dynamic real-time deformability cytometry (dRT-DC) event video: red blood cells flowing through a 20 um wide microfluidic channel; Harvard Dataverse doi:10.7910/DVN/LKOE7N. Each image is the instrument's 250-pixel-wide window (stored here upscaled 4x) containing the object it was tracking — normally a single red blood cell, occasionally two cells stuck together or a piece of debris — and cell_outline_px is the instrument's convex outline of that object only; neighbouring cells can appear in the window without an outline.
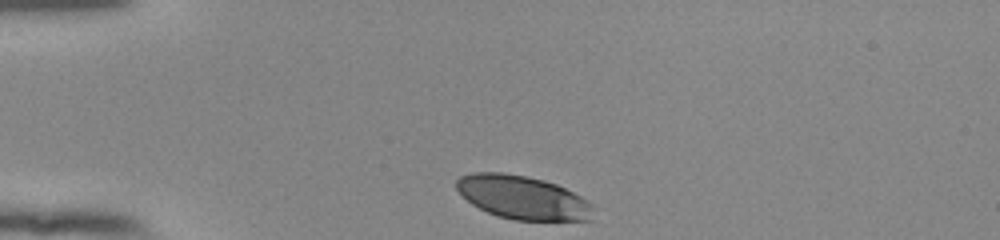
{"species": "human", "species_latin": "Homo sapiens", "temperature_condition": "room temperature", "stored_images_in_passage": 33, "camera_frame_rate_fps": 3000, "um_per_image_px": 0.085, "donor": {"sex": "female"}, "frame": {"image": 1, "passage_image": 1, "time_ms": 0.0, "image_size_px": [1000, 240], "cell_outline_px": [[592, 220], [516, 220], [496, 216], [472, 204], [456, 188], [456, 180], [460, 176], [472, 172], [504, 172], [528, 176], [544, 180], [556, 184], [588, 200], [592, 204]], "centroid_in_image_um": [44.42, 16.77], "position_along_channel_um": 40.6, "area_um2": 34.62}}
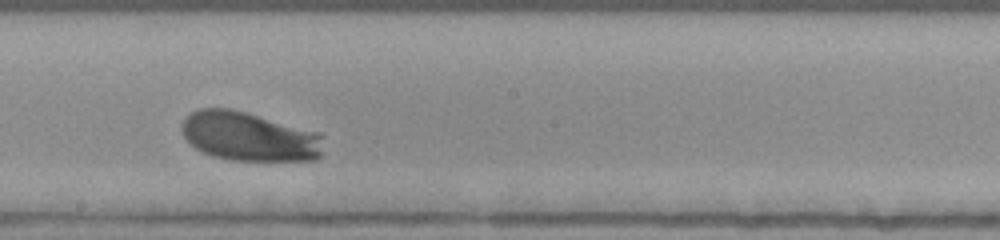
{"frame": {"image": 2, "passage_image": 19, "time_ms": 6.0, "image_size_px": [1000, 240], "cell_outline_px": [[320, 156], [316, 160], [228, 160], [212, 156], [200, 152], [184, 136], [180, 128], [184, 120], [192, 112], [200, 108], [228, 108], [244, 112], [320, 132]], "centroid_in_image_um": [21.13, 11.61], "position_along_channel_um": 227.1, "area_um2": 40.17}}
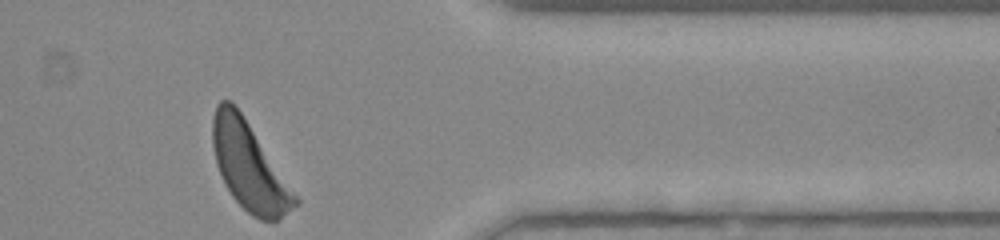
{"frame": {"image": 3, "passage_image": 33, "time_ms": 10.667, "image_size_px": [1000, 240], "cell_outline_px": [[300, 204], [280, 220], [260, 220], [252, 216], [232, 196], [224, 184], [216, 164], [212, 144], [212, 116], [216, 104], [220, 100], [228, 100], [240, 112], [300, 200]], "centroid_in_image_um": [21.17, 14.18], "position_along_channel_um": 390.2, "area_um2": 41.56}, "authors_computed_cell_mechanics": {"area_um2": 39.4196, "velocity_mm_per_s": 3.8062, "shape_relaxation_time_tau1_ms": 0.9353, "shape_relaxation_time_tau2_ms": null, "deformation_change_tau1": 0.0827, "deformation_change_tau2": null}}